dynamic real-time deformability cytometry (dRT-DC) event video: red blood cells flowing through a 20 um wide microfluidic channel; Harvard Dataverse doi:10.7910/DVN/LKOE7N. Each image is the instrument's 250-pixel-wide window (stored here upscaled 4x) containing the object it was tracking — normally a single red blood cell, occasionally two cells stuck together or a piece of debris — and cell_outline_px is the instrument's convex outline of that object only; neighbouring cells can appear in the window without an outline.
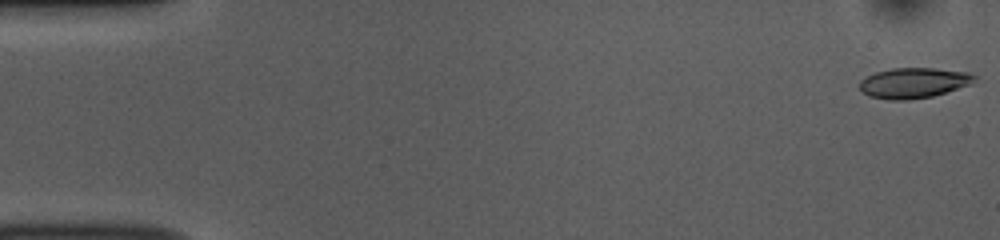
{"species": "common noctule bat (a hibernating species)", "species_latin": "Nyctalus noctula", "temperature_condition": "room temperature", "stored_images_in_passage": 16, "camera_frame_rate_fps": 3000, "um_per_image_px": 0.085, "animal": {"sex": "female", "body_mass_g": 10.0, "forearm_length_mm": 53.1}, "frame": {"image": 1, "passage_image": 1, "time_ms": 0.0, "image_size_px": [1000, 240], "cell_outline_px": [[976, 76], [972, 84], [932, 96], [904, 100], [888, 100], [868, 96], [860, 88], [860, 80], [876, 72], [892, 68], [932, 68], [968, 72]], "centroid_in_image_um": [77.65, 7.04], "position_along_channel_um": 7.3, "area_um2": 20.17}}
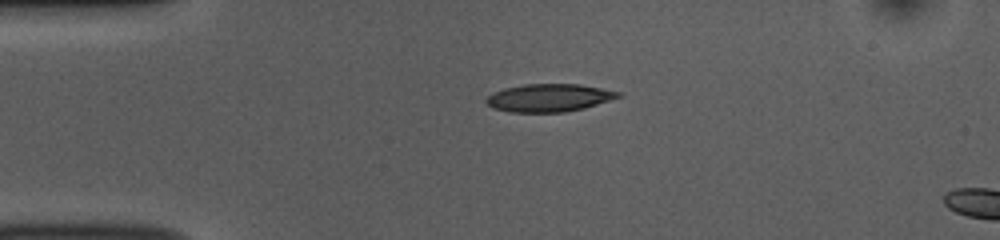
{"frame": {"image": 2, "passage_image": 12, "time_ms": 3.667, "image_size_px": [1000, 240], "cell_outline_px": [[624, 96], [584, 108], [564, 112], [512, 112], [492, 108], [484, 100], [492, 92], [504, 88], [524, 84], [580, 84], [620, 92]], "centroid_in_image_um": [46.66, 8.31], "position_along_channel_um": 38.3, "area_um2": 21.44}}